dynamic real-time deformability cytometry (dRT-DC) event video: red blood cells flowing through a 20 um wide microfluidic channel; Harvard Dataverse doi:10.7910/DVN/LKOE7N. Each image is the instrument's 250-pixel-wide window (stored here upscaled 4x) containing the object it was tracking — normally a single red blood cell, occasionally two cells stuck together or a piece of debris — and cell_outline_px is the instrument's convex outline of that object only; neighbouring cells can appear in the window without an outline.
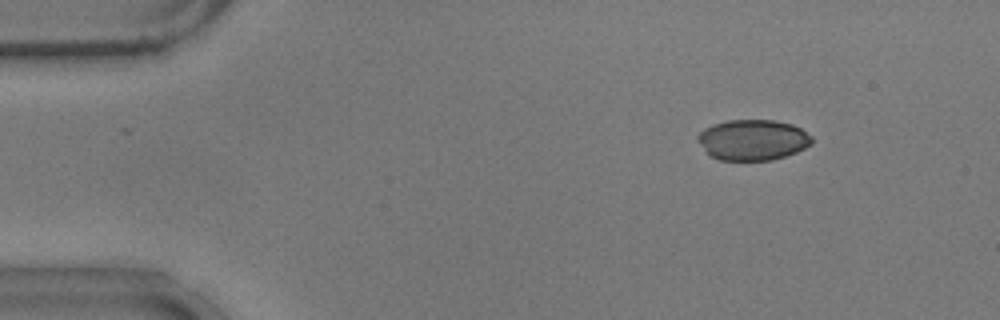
{"species": "common noctule bat (a hibernating species)", "species_latin": "Nyctalus noctula", "temperature_condition": "warm", "stored_images_in_passage": 48, "camera_frame_rate_fps": 3000, "um_per_image_px": 0.085, "animal": {"sex": "male", "body_mass_g": 17.9}, "frame": {"image": 1, "passage_image": 1, "time_ms": 0.0, "image_size_px": [1000, 320], "cell_outline_px": [[812, 144], [796, 152], [772, 160], [720, 160], [712, 156], [696, 140], [696, 136], [704, 128], [728, 120], [776, 120], [792, 124], [800, 128], [812, 136]], "centroid_in_image_um": [64.0, 11.88], "position_along_channel_um": 21.0, "area_um2": 26.93}}
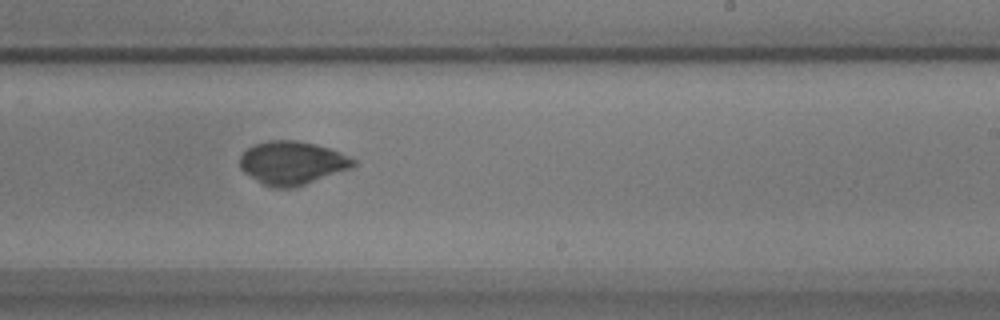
{"frame": {"image": 2, "passage_image": 27, "time_ms": 8.667, "image_size_px": [1000, 320], "cell_outline_px": [[356, 164], [352, 168], [292, 188], [276, 188], [264, 184], [244, 172], [240, 168], [240, 156], [252, 144], [268, 140], [296, 140], [316, 144], [340, 152], [356, 160]], "centroid_in_image_um": [24.83, 13.83], "position_along_channel_um": 264.2, "area_um2": 28.5}}
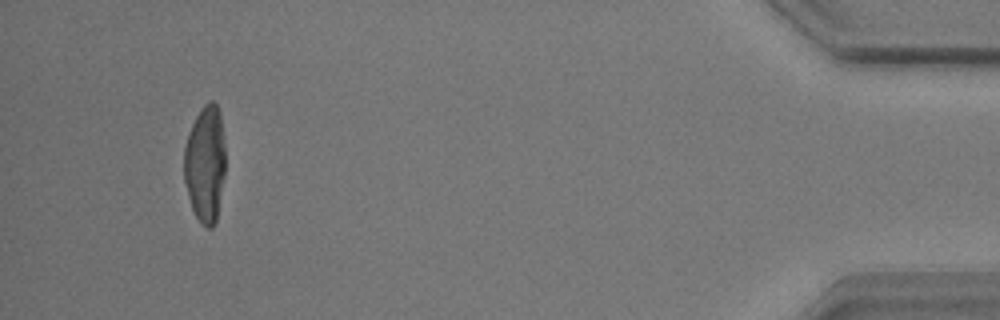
{"frame": {"image": 3, "passage_image": 45, "time_ms": 14.667, "image_size_px": [1000, 320], "cell_outline_px": [[224, 176], [216, 220], [212, 228], [208, 228], [200, 224], [192, 208], [188, 196], [184, 180], [184, 148], [188, 132], [200, 108], [208, 100], [212, 100], [216, 104], [220, 112], [224, 140]], "centroid_in_image_um": [17.43, 13.9], "position_along_channel_um": 417.8, "area_um2": 28.26}, "authors_computed_cell_mechanics": {"area_um2": 28.9, "velocity_mm_per_s": 3.7411, "shape_relaxation_time_tau1_ms": 10.7909, "shape_relaxation_time_tau2_ms": 1.0509, "deformation_change_tau1": 0.2557, "deformation_change_tau2": 0.0325}}